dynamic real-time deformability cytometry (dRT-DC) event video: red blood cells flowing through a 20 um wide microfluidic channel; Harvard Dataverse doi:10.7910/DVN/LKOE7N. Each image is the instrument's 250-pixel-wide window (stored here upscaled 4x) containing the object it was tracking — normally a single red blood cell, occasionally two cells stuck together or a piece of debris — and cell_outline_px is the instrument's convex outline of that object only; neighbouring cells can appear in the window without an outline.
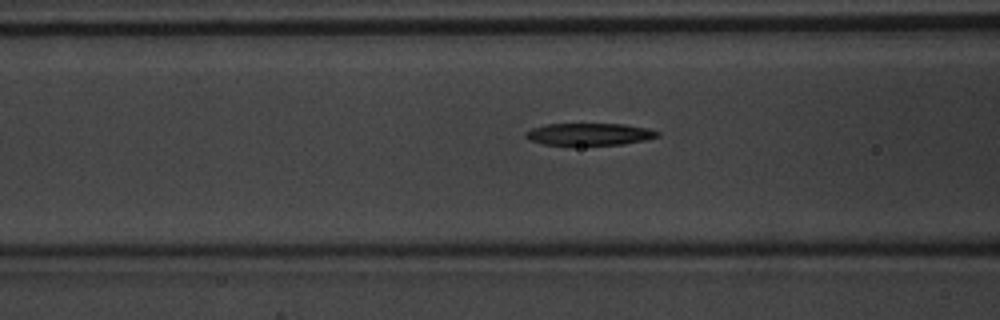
{"species": "common noctule bat (a hibernating species)", "species_latin": "Nyctalus noctula", "temperature_condition": "warm", "stored_images_in_passage": 40, "camera_frame_rate_fps": 3000, "um_per_image_px": 0.085, "animal": {"sex": "male", "body_mass_g": 20.1, "forearm_length_mm": 53.5}, "frame": {"image": 1, "passage_image": 11, "time_ms": 3.333, "image_size_px": [1000, 320], "cell_outline_px": [[660, 136], [644, 140], [624, 144], [544, 144], [528, 140], [524, 136], [524, 132], [532, 128], [548, 124], [624, 124], [648, 128], [660, 132]], "centroid_in_image_um": [50.09, 11.39], "position_along_channel_um": 116.5, "area_um2": 16.82}}
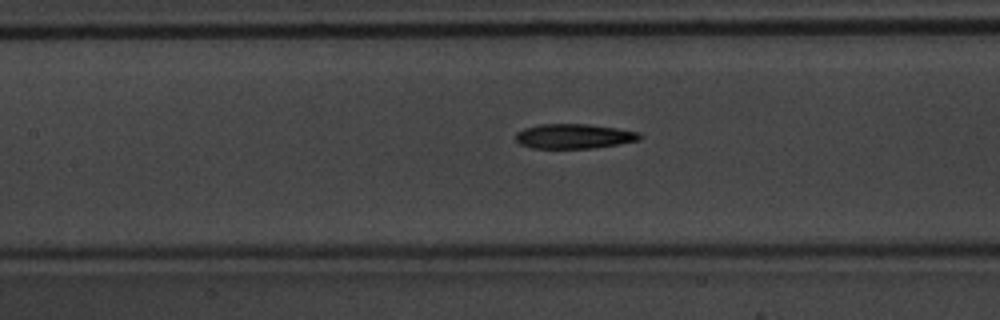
{"frame": {"image": 2, "passage_image": 14, "time_ms": 4.333, "image_size_px": [1000, 320], "cell_outline_px": [[644, 136], [640, 140], [592, 148], [532, 148], [520, 144], [516, 140], [516, 132], [524, 128], [540, 124], [588, 124], [616, 128], [640, 132]], "centroid_in_image_um": [48.8, 11.57], "position_along_channel_um": 158.6, "area_um2": 17.86}}
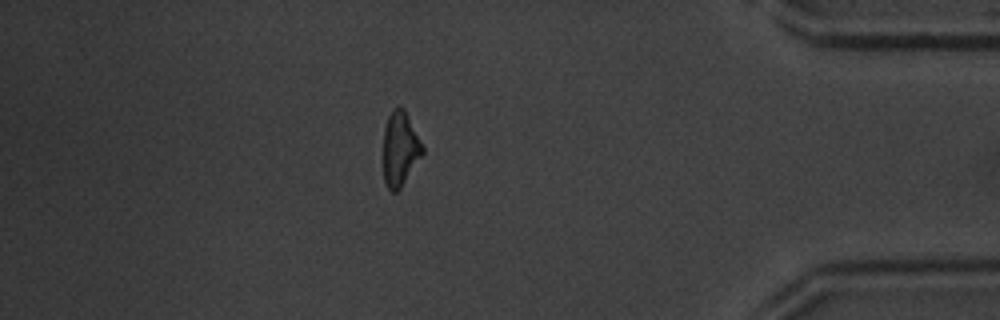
{"frame": {"image": 3, "passage_image": 34, "time_ms": 11.0, "image_size_px": [1000, 320], "cell_outline_px": [[424, 152], [400, 188], [396, 192], [392, 192], [388, 188], [384, 180], [384, 128], [388, 116], [392, 108], [400, 104], [404, 108], [424, 148]], "centroid_in_image_um": [34.0, 12.61], "position_along_channel_um": 401.2, "area_um2": 16.88}, "authors_computed_cell_mechanics": {"area_um2": 18.0047, "velocity_mm_per_s": 4.1749, "shape_relaxation_time_tau1_ms": 3.7797, "shape_relaxation_time_tau2_ms": 5.9881, "deformation_change_tau1": 0.1564, "deformation_change_tau2": 0.1909}}